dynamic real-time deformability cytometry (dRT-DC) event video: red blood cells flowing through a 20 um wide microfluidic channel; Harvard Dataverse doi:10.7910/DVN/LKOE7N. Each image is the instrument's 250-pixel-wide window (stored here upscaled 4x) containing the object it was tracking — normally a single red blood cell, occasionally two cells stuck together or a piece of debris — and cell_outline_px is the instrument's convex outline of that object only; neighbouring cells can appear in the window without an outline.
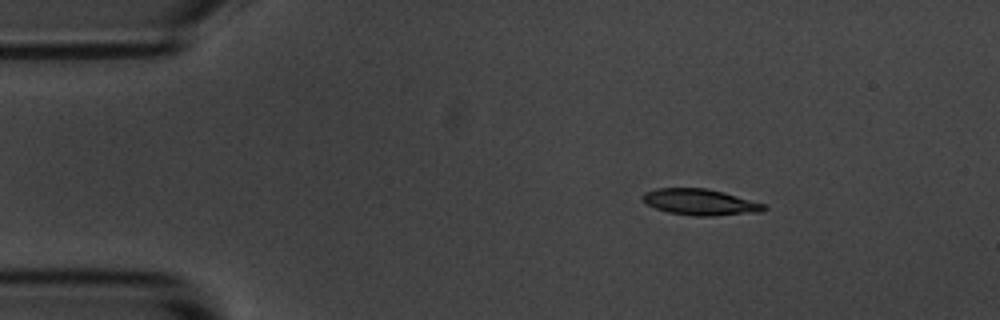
{"species": "common noctule bat (a hibernating species)", "species_latin": "Nyctalus noctula", "temperature_condition": "room temperature", "stored_images_in_passage": 3, "camera_frame_rate_fps": 3000, "um_per_image_px": 0.085, "animal": {"sex": "male", "body_mass_g": 20.1, "forearm_length_mm": 53.5}, "frame": {"image": 1, "passage_image": 1, "time_ms": 0.0, "image_size_px": [1000, 320], "cell_outline_px": [[768, 208], [764, 212], [712, 216], [696, 216], [668, 212], [656, 208], [648, 204], [640, 196], [644, 192], [656, 188], [704, 188], [724, 192], [764, 204]], "centroid_in_image_um": [59.53, 17.18], "position_along_channel_um": 25.5, "area_um2": 18.5}}
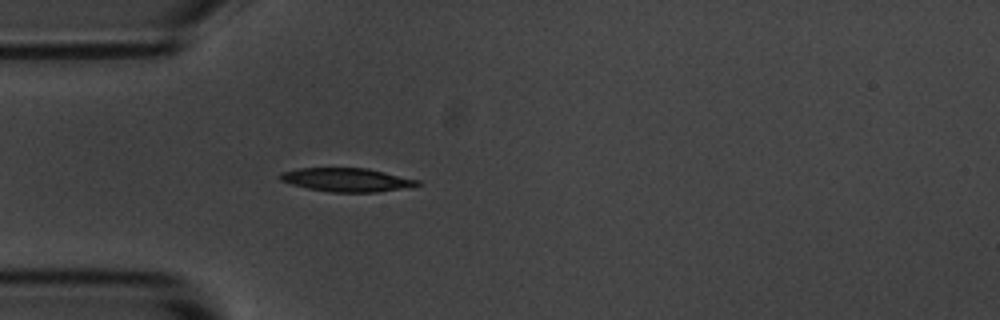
{"frame": {"image": 2, "passage_image": 3, "time_ms": 2.333, "image_size_px": [1000, 320], "cell_outline_px": [[420, 184], [376, 192], [332, 192], [308, 188], [292, 184], [280, 180], [276, 176], [280, 172], [300, 168], [368, 168], [420, 180]], "centroid_in_image_um": [29.4, 15.27], "position_along_channel_um": 55.6, "area_um2": 18.67}}